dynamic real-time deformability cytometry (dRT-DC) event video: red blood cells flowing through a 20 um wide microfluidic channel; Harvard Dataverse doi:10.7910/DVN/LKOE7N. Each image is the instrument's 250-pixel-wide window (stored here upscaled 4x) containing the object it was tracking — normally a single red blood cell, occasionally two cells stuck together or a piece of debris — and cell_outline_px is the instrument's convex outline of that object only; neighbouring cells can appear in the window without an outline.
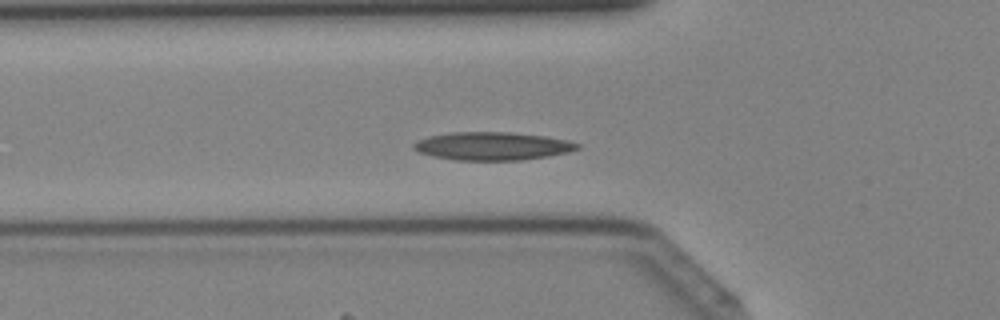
{"species": "Egyptian fruit bat (a non-hibernating species)", "species_latin": "Rousettus aegyptiacus", "temperature_condition": "cold", "stored_images_in_passage": 41, "camera_frame_rate_fps": 3000, "um_per_image_px": 0.085, "animal": {"sex": "female"}, "frame": {"image": 1, "passage_image": 13, "time_ms": 4.0, "image_size_px": [1000, 320], "cell_outline_px": [[580, 148], [568, 152], [548, 156], [520, 160], [456, 160], [432, 156], [420, 152], [412, 148], [412, 144], [428, 136], [452, 132], [512, 132], [544, 136], [568, 140], [580, 144]], "centroid_in_image_um": [41.86, 12.41], "position_along_channel_um": 83.9, "area_um2": 26.76}}
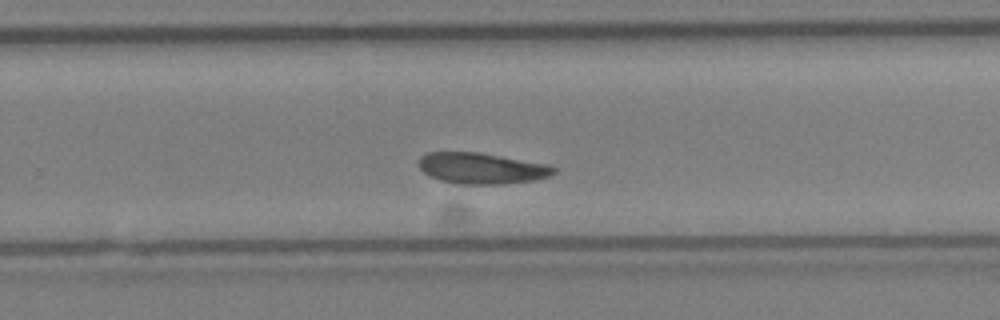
{"frame": {"image": 2, "passage_image": 26, "time_ms": 8.333, "image_size_px": [1000, 320], "cell_outline_px": [[556, 172], [548, 176], [536, 180], [504, 184], [456, 184], [440, 180], [428, 176], [420, 168], [420, 156], [428, 152], [480, 152], [548, 164], [556, 168]], "centroid_in_image_um": [40.95, 14.31], "position_along_channel_um": 288.9, "area_um2": 24.57}}
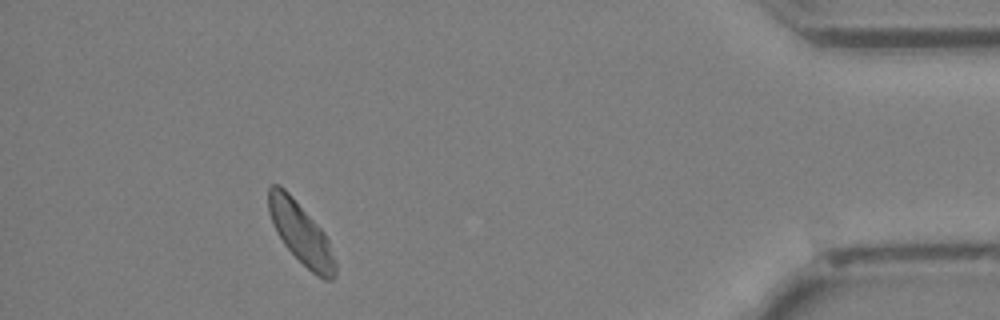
{"frame": {"image": 3, "passage_image": 37, "time_ms": 12.0, "image_size_px": [1000, 320], "cell_outline_px": [[336, 276], [332, 280], [324, 280], [316, 276], [284, 244], [276, 232], [268, 212], [268, 188], [272, 184], [280, 184], [292, 196], [324, 232], [328, 240], [336, 264]], "centroid_in_image_um": [25.56, 19.82], "position_along_channel_um": 409.6, "area_um2": 23.64}}